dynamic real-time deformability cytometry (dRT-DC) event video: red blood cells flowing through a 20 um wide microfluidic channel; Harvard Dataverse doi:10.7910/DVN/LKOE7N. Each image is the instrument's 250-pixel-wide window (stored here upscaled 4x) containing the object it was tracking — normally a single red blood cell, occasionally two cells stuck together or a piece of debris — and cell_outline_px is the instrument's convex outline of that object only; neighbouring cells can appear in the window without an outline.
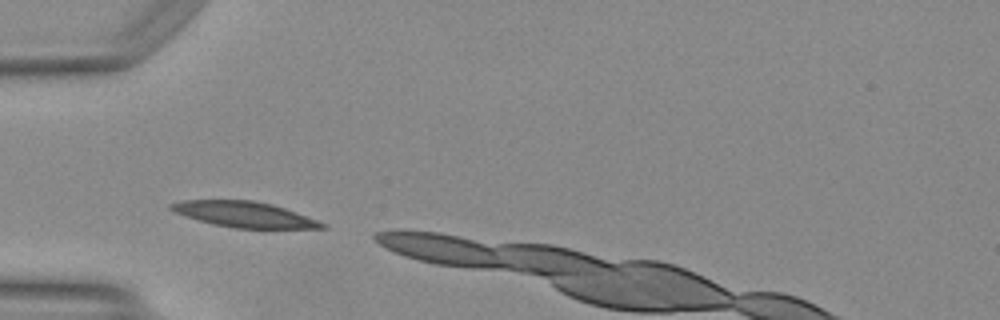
{"species": "Egyptian fruit bat (a non-hibernating species)", "species_latin": "Rousettus aegyptiacus", "temperature_condition": "warm", "stored_images_in_passage": 4, "camera_frame_rate_fps": 3000, "um_per_image_px": 0.085, "animal": {"sex": "female"}, "frame": {"image": 1, "passage_image": 1, "time_ms": 0.0, "image_size_px": [1000, 320], "cell_outline_px": [[328, 228], [236, 228], [212, 224], [176, 212], [168, 208], [168, 204], [184, 200], [252, 200], [272, 204], [284, 208], [328, 224]], "centroid_in_image_um": [20.78, 18.22], "position_along_channel_um": 64.2, "area_um2": 22.25}}